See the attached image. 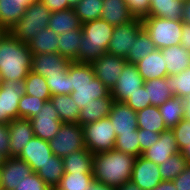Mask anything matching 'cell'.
<instances>
[{
	"label": "cell",
	"instance_id": "1",
	"mask_svg": "<svg viewBox=\"0 0 190 190\" xmlns=\"http://www.w3.org/2000/svg\"><path fill=\"white\" fill-rule=\"evenodd\" d=\"M135 160L116 149L93 154L94 180L117 188L131 180Z\"/></svg>",
	"mask_w": 190,
	"mask_h": 190
},
{
	"label": "cell",
	"instance_id": "2",
	"mask_svg": "<svg viewBox=\"0 0 190 190\" xmlns=\"http://www.w3.org/2000/svg\"><path fill=\"white\" fill-rule=\"evenodd\" d=\"M32 53L27 44L10 33L0 42V75L2 82L20 81L31 71Z\"/></svg>",
	"mask_w": 190,
	"mask_h": 190
},
{
	"label": "cell",
	"instance_id": "3",
	"mask_svg": "<svg viewBox=\"0 0 190 190\" xmlns=\"http://www.w3.org/2000/svg\"><path fill=\"white\" fill-rule=\"evenodd\" d=\"M70 75V95L79 109L92 100L108 97L111 91L95 76L90 63L71 62L68 66Z\"/></svg>",
	"mask_w": 190,
	"mask_h": 190
},
{
	"label": "cell",
	"instance_id": "4",
	"mask_svg": "<svg viewBox=\"0 0 190 190\" xmlns=\"http://www.w3.org/2000/svg\"><path fill=\"white\" fill-rule=\"evenodd\" d=\"M114 28L102 18L83 23L82 44L74 62L91 63L107 53Z\"/></svg>",
	"mask_w": 190,
	"mask_h": 190
},
{
	"label": "cell",
	"instance_id": "5",
	"mask_svg": "<svg viewBox=\"0 0 190 190\" xmlns=\"http://www.w3.org/2000/svg\"><path fill=\"white\" fill-rule=\"evenodd\" d=\"M52 12L39 0L27 7L24 15L11 28L9 33L22 43L28 42L36 36L41 29L48 27Z\"/></svg>",
	"mask_w": 190,
	"mask_h": 190
},
{
	"label": "cell",
	"instance_id": "6",
	"mask_svg": "<svg viewBox=\"0 0 190 190\" xmlns=\"http://www.w3.org/2000/svg\"><path fill=\"white\" fill-rule=\"evenodd\" d=\"M142 22L144 30L150 35L157 49L181 44L183 25L181 20L147 16Z\"/></svg>",
	"mask_w": 190,
	"mask_h": 190
},
{
	"label": "cell",
	"instance_id": "7",
	"mask_svg": "<svg viewBox=\"0 0 190 190\" xmlns=\"http://www.w3.org/2000/svg\"><path fill=\"white\" fill-rule=\"evenodd\" d=\"M82 127L85 147L92 154L110 151L115 148L116 134L109 117Z\"/></svg>",
	"mask_w": 190,
	"mask_h": 190
},
{
	"label": "cell",
	"instance_id": "8",
	"mask_svg": "<svg viewBox=\"0 0 190 190\" xmlns=\"http://www.w3.org/2000/svg\"><path fill=\"white\" fill-rule=\"evenodd\" d=\"M49 145L53 154L58 157L86 148L83 127L76 122L62 123Z\"/></svg>",
	"mask_w": 190,
	"mask_h": 190
},
{
	"label": "cell",
	"instance_id": "9",
	"mask_svg": "<svg viewBox=\"0 0 190 190\" xmlns=\"http://www.w3.org/2000/svg\"><path fill=\"white\" fill-rule=\"evenodd\" d=\"M26 93L25 79L6 81L0 86V123H9L19 118V101Z\"/></svg>",
	"mask_w": 190,
	"mask_h": 190
},
{
	"label": "cell",
	"instance_id": "10",
	"mask_svg": "<svg viewBox=\"0 0 190 190\" xmlns=\"http://www.w3.org/2000/svg\"><path fill=\"white\" fill-rule=\"evenodd\" d=\"M143 29L142 20L137 18L115 27L112 38L107 47V52L111 55L126 58L133 45V41L137 39L138 34Z\"/></svg>",
	"mask_w": 190,
	"mask_h": 190
},
{
	"label": "cell",
	"instance_id": "11",
	"mask_svg": "<svg viewBox=\"0 0 190 190\" xmlns=\"http://www.w3.org/2000/svg\"><path fill=\"white\" fill-rule=\"evenodd\" d=\"M35 137L50 141L58 132L62 121L58 117V111L54 108L51 100L44 103L39 113L30 119Z\"/></svg>",
	"mask_w": 190,
	"mask_h": 190
},
{
	"label": "cell",
	"instance_id": "12",
	"mask_svg": "<svg viewBox=\"0 0 190 190\" xmlns=\"http://www.w3.org/2000/svg\"><path fill=\"white\" fill-rule=\"evenodd\" d=\"M127 63L125 58L107 52L90 64L95 76L111 91Z\"/></svg>",
	"mask_w": 190,
	"mask_h": 190
},
{
	"label": "cell",
	"instance_id": "13",
	"mask_svg": "<svg viewBox=\"0 0 190 190\" xmlns=\"http://www.w3.org/2000/svg\"><path fill=\"white\" fill-rule=\"evenodd\" d=\"M143 85L144 80L139 74L136 64L127 63L111 90L113 100L124 103Z\"/></svg>",
	"mask_w": 190,
	"mask_h": 190
},
{
	"label": "cell",
	"instance_id": "14",
	"mask_svg": "<svg viewBox=\"0 0 190 190\" xmlns=\"http://www.w3.org/2000/svg\"><path fill=\"white\" fill-rule=\"evenodd\" d=\"M131 180L141 190H152L162 181L159 165L141 155L136 157Z\"/></svg>",
	"mask_w": 190,
	"mask_h": 190
},
{
	"label": "cell",
	"instance_id": "15",
	"mask_svg": "<svg viewBox=\"0 0 190 190\" xmlns=\"http://www.w3.org/2000/svg\"><path fill=\"white\" fill-rule=\"evenodd\" d=\"M1 170L2 190H15L16 186L33 172L30 165L18 157L4 158Z\"/></svg>",
	"mask_w": 190,
	"mask_h": 190
},
{
	"label": "cell",
	"instance_id": "16",
	"mask_svg": "<svg viewBox=\"0 0 190 190\" xmlns=\"http://www.w3.org/2000/svg\"><path fill=\"white\" fill-rule=\"evenodd\" d=\"M9 130V157H17L25 145L34 137L29 119H12L8 123Z\"/></svg>",
	"mask_w": 190,
	"mask_h": 190
},
{
	"label": "cell",
	"instance_id": "17",
	"mask_svg": "<svg viewBox=\"0 0 190 190\" xmlns=\"http://www.w3.org/2000/svg\"><path fill=\"white\" fill-rule=\"evenodd\" d=\"M52 155L49 142L34 136L17 157L27 162L32 171L36 173L40 166L45 165L50 160Z\"/></svg>",
	"mask_w": 190,
	"mask_h": 190
},
{
	"label": "cell",
	"instance_id": "18",
	"mask_svg": "<svg viewBox=\"0 0 190 190\" xmlns=\"http://www.w3.org/2000/svg\"><path fill=\"white\" fill-rule=\"evenodd\" d=\"M70 63L68 58L58 52L32 55L31 71L46 78L48 75L68 71Z\"/></svg>",
	"mask_w": 190,
	"mask_h": 190
},
{
	"label": "cell",
	"instance_id": "19",
	"mask_svg": "<svg viewBox=\"0 0 190 190\" xmlns=\"http://www.w3.org/2000/svg\"><path fill=\"white\" fill-rule=\"evenodd\" d=\"M177 152H179V148L174 132L172 129H167L160 133L158 141L143 151L141 156L159 165Z\"/></svg>",
	"mask_w": 190,
	"mask_h": 190
},
{
	"label": "cell",
	"instance_id": "20",
	"mask_svg": "<svg viewBox=\"0 0 190 190\" xmlns=\"http://www.w3.org/2000/svg\"><path fill=\"white\" fill-rule=\"evenodd\" d=\"M109 119L113 124L116 136L120 133H131L138 129L136 111L123 102H113Z\"/></svg>",
	"mask_w": 190,
	"mask_h": 190
},
{
	"label": "cell",
	"instance_id": "21",
	"mask_svg": "<svg viewBox=\"0 0 190 190\" xmlns=\"http://www.w3.org/2000/svg\"><path fill=\"white\" fill-rule=\"evenodd\" d=\"M136 66L144 81L166 78L168 76L166 62L160 49H155L144 59L140 60Z\"/></svg>",
	"mask_w": 190,
	"mask_h": 190
},
{
	"label": "cell",
	"instance_id": "22",
	"mask_svg": "<svg viewBox=\"0 0 190 190\" xmlns=\"http://www.w3.org/2000/svg\"><path fill=\"white\" fill-rule=\"evenodd\" d=\"M36 1L39 0H0V25L10 31L27 7Z\"/></svg>",
	"mask_w": 190,
	"mask_h": 190
},
{
	"label": "cell",
	"instance_id": "23",
	"mask_svg": "<svg viewBox=\"0 0 190 190\" xmlns=\"http://www.w3.org/2000/svg\"><path fill=\"white\" fill-rule=\"evenodd\" d=\"M113 102L114 100L111 94L108 97L92 100L89 104L80 109L78 124L84 126L108 117Z\"/></svg>",
	"mask_w": 190,
	"mask_h": 190
},
{
	"label": "cell",
	"instance_id": "24",
	"mask_svg": "<svg viewBox=\"0 0 190 190\" xmlns=\"http://www.w3.org/2000/svg\"><path fill=\"white\" fill-rule=\"evenodd\" d=\"M100 18L114 27L123 25L134 19L125 0H103Z\"/></svg>",
	"mask_w": 190,
	"mask_h": 190
},
{
	"label": "cell",
	"instance_id": "25",
	"mask_svg": "<svg viewBox=\"0 0 190 190\" xmlns=\"http://www.w3.org/2000/svg\"><path fill=\"white\" fill-rule=\"evenodd\" d=\"M166 62L167 74L181 73L190 67V51L180 45L160 49Z\"/></svg>",
	"mask_w": 190,
	"mask_h": 190
},
{
	"label": "cell",
	"instance_id": "26",
	"mask_svg": "<svg viewBox=\"0 0 190 190\" xmlns=\"http://www.w3.org/2000/svg\"><path fill=\"white\" fill-rule=\"evenodd\" d=\"M65 173H93V154L87 149H79L62 157Z\"/></svg>",
	"mask_w": 190,
	"mask_h": 190
},
{
	"label": "cell",
	"instance_id": "27",
	"mask_svg": "<svg viewBox=\"0 0 190 190\" xmlns=\"http://www.w3.org/2000/svg\"><path fill=\"white\" fill-rule=\"evenodd\" d=\"M58 34L50 28L41 29L27 46L32 55L58 52Z\"/></svg>",
	"mask_w": 190,
	"mask_h": 190
},
{
	"label": "cell",
	"instance_id": "28",
	"mask_svg": "<svg viewBox=\"0 0 190 190\" xmlns=\"http://www.w3.org/2000/svg\"><path fill=\"white\" fill-rule=\"evenodd\" d=\"M81 26L82 23L72 8L52 12L51 18L48 21V28L52 29L58 35L64 32H70L71 30H79Z\"/></svg>",
	"mask_w": 190,
	"mask_h": 190
},
{
	"label": "cell",
	"instance_id": "29",
	"mask_svg": "<svg viewBox=\"0 0 190 190\" xmlns=\"http://www.w3.org/2000/svg\"><path fill=\"white\" fill-rule=\"evenodd\" d=\"M184 0H150L148 16L181 20Z\"/></svg>",
	"mask_w": 190,
	"mask_h": 190
},
{
	"label": "cell",
	"instance_id": "30",
	"mask_svg": "<svg viewBox=\"0 0 190 190\" xmlns=\"http://www.w3.org/2000/svg\"><path fill=\"white\" fill-rule=\"evenodd\" d=\"M138 129L161 133L167 130L158 106H148L136 112Z\"/></svg>",
	"mask_w": 190,
	"mask_h": 190
},
{
	"label": "cell",
	"instance_id": "31",
	"mask_svg": "<svg viewBox=\"0 0 190 190\" xmlns=\"http://www.w3.org/2000/svg\"><path fill=\"white\" fill-rule=\"evenodd\" d=\"M83 32L79 30H71L58 35V53L68 58L71 62L75 61L82 44Z\"/></svg>",
	"mask_w": 190,
	"mask_h": 190
},
{
	"label": "cell",
	"instance_id": "32",
	"mask_svg": "<svg viewBox=\"0 0 190 190\" xmlns=\"http://www.w3.org/2000/svg\"><path fill=\"white\" fill-rule=\"evenodd\" d=\"M50 100L54 108L58 111V117L63 123H78L80 109L70 94L54 95L51 96Z\"/></svg>",
	"mask_w": 190,
	"mask_h": 190
},
{
	"label": "cell",
	"instance_id": "33",
	"mask_svg": "<svg viewBox=\"0 0 190 190\" xmlns=\"http://www.w3.org/2000/svg\"><path fill=\"white\" fill-rule=\"evenodd\" d=\"M37 175L52 189L57 186L64 175L62 157L50 156V160L36 172Z\"/></svg>",
	"mask_w": 190,
	"mask_h": 190
},
{
	"label": "cell",
	"instance_id": "34",
	"mask_svg": "<svg viewBox=\"0 0 190 190\" xmlns=\"http://www.w3.org/2000/svg\"><path fill=\"white\" fill-rule=\"evenodd\" d=\"M158 107L167 129L174 128L184 117L183 99L180 97L173 96Z\"/></svg>",
	"mask_w": 190,
	"mask_h": 190
},
{
	"label": "cell",
	"instance_id": "35",
	"mask_svg": "<svg viewBox=\"0 0 190 190\" xmlns=\"http://www.w3.org/2000/svg\"><path fill=\"white\" fill-rule=\"evenodd\" d=\"M156 48L155 43L151 40L150 35L146 30H142L136 40L133 41V45L129 50L128 56L125 58L130 64H137L140 60L144 59Z\"/></svg>",
	"mask_w": 190,
	"mask_h": 190
},
{
	"label": "cell",
	"instance_id": "36",
	"mask_svg": "<svg viewBox=\"0 0 190 190\" xmlns=\"http://www.w3.org/2000/svg\"><path fill=\"white\" fill-rule=\"evenodd\" d=\"M144 85L152 106H160L175 96L167 84V77L144 81Z\"/></svg>",
	"mask_w": 190,
	"mask_h": 190
},
{
	"label": "cell",
	"instance_id": "37",
	"mask_svg": "<svg viewBox=\"0 0 190 190\" xmlns=\"http://www.w3.org/2000/svg\"><path fill=\"white\" fill-rule=\"evenodd\" d=\"M93 181V173H64L54 190H89Z\"/></svg>",
	"mask_w": 190,
	"mask_h": 190
},
{
	"label": "cell",
	"instance_id": "38",
	"mask_svg": "<svg viewBox=\"0 0 190 190\" xmlns=\"http://www.w3.org/2000/svg\"><path fill=\"white\" fill-rule=\"evenodd\" d=\"M188 161L179 151L159 164L162 180H174L188 165Z\"/></svg>",
	"mask_w": 190,
	"mask_h": 190
},
{
	"label": "cell",
	"instance_id": "39",
	"mask_svg": "<svg viewBox=\"0 0 190 190\" xmlns=\"http://www.w3.org/2000/svg\"><path fill=\"white\" fill-rule=\"evenodd\" d=\"M103 8V0H81L73 9L80 22L86 23L99 19Z\"/></svg>",
	"mask_w": 190,
	"mask_h": 190
},
{
	"label": "cell",
	"instance_id": "40",
	"mask_svg": "<svg viewBox=\"0 0 190 190\" xmlns=\"http://www.w3.org/2000/svg\"><path fill=\"white\" fill-rule=\"evenodd\" d=\"M26 93L33 97L40 98L42 100L48 101L51 98L50 89L46 83V79L41 75L35 74L30 71L25 78Z\"/></svg>",
	"mask_w": 190,
	"mask_h": 190
},
{
	"label": "cell",
	"instance_id": "41",
	"mask_svg": "<svg viewBox=\"0 0 190 190\" xmlns=\"http://www.w3.org/2000/svg\"><path fill=\"white\" fill-rule=\"evenodd\" d=\"M122 153L139 157L142 155L138 138V129L131 133H120L116 136L115 148Z\"/></svg>",
	"mask_w": 190,
	"mask_h": 190
},
{
	"label": "cell",
	"instance_id": "42",
	"mask_svg": "<svg viewBox=\"0 0 190 190\" xmlns=\"http://www.w3.org/2000/svg\"><path fill=\"white\" fill-rule=\"evenodd\" d=\"M167 84L177 97L184 98L190 95V67L181 73L168 75Z\"/></svg>",
	"mask_w": 190,
	"mask_h": 190
},
{
	"label": "cell",
	"instance_id": "43",
	"mask_svg": "<svg viewBox=\"0 0 190 190\" xmlns=\"http://www.w3.org/2000/svg\"><path fill=\"white\" fill-rule=\"evenodd\" d=\"M45 79L52 96L70 94V75L68 71L48 75Z\"/></svg>",
	"mask_w": 190,
	"mask_h": 190
},
{
	"label": "cell",
	"instance_id": "44",
	"mask_svg": "<svg viewBox=\"0 0 190 190\" xmlns=\"http://www.w3.org/2000/svg\"><path fill=\"white\" fill-rule=\"evenodd\" d=\"M46 101L28 94H24L19 101V118L32 119Z\"/></svg>",
	"mask_w": 190,
	"mask_h": 190
},
{
	"label": "cell",
	"instance_id": "45",
	"mask_svg": "<svg viewBox=\"0 0 190 190\" xmlns=\"http://www.w3.org/2000/svg\"><path fill=\"white\" fill-rule=\"evenodd\" d=\"M176 143L181 152L188 144H190V120L182 119L174 128Z\"/></svg>",
	"mask_w": 190,
	"mask_h": 190
},
{
	"label": "cell",
	"instance_id": "46",
	"mask_svg": "<svg viewBox=\"0 0 190 190\" xmlns=\"http://www.w3.org/2000/svg\"><path fill=\"white\" fill-rule=\"evenodd\" d=\"M124 103L136 112L150 106V99H148V92L146 91L145 85L141 86Z\"/></svg>",
	"mask_w": 190,
	"mask_h": 190
},
{
	"label": "cell",
	"instance_id": "47",
	"mask_svg": "<svg viewBox=\"0 0 190 190\" xmlns=\"http://www.w3.org/2000/svg\"><path fill=\"white\" fill-rule=\"evenodd\" d=\"M15 190H52L35 172L24 178Z\"/></svg>",
	"mask_w": 190,
	"mask_h": 190
},
{
	"label": "cell",
	"instance_id": "48",
	"mask_svg": "<svg viewBox=\"0 0 190 190\" xmlns=\"http://www.w3.org/2000/svg\"><path fill=\"white\" fill-rule=\"evenodd\" d=\"M125 2L134 18L142 20L148 16L150 0H125Z\"/></svg>",
	"mask_w": 190,
	"mask_h": 190
},
{
	"label": "cell",
	"instance_id": "49",
	"mask_svg": "<svg viewBox=\"0 0 190 190\" xmlns=\"http://www.w3.org/2000/svg\"><path fill=\"white\" fill-rule=\"evenodd\" d=\"M160 134L150 130L138 129L140 151L143 152L158 141Z\"/></svg>",
	"mask_w": 190,
	"mask_h": 190
},
{
	"label": "cell",
	"instance_id": "50",
	"mask_svg": "<svg viewBox=\"0 0 190 190\" xmlns=\"http://www.w3.org/2000/svg\"><path fill=\"white\" fill-rule=\"evenodd\" d=\"M9 130L7 123H0V154L6 158L9 157Z\"/></svg>",
	"mask_w": 190,
	"mask_h": 190
},
{
	"label": "cell",
	"instance_id": "51",
	"mask_svg": "<svg viewBox=\"0 0 190 190\" xmlns=\"http://www.w3.org/2000/svg\"><path fill=\"white\" fill-rule=\"evenodd\" d=\"M173 182L177 190H190V163Z\"/></svg>",
	"mask_w": 190,
	"mask_h": 190
},
{
	"label": "cell",
	"instance_id": "52",
	"mask_svg": "<svg viewBox=\"0 0 190 190\" xmlns=\"http://www.w3.org/2000/svg\"><path fill=\"white\" fill-rule=\"evenodd\" d=\"M51 12H59L69 9L67 0H41Z\"/></svg>",
	"mask_w": 190,
	"mask_h": 190
},
{
	"label": "cell",
	"instance_id": "53",
	"mask_svg": "<svg viewBox=\"0 0 190 190\" xmlns=\"http://www.w3.org/2000/svg\"><path fill=\"white\" fill-rule=\"evenodd\" d=\"M181 46L190 51V25H182Z\"/></svg>",
	"mask_w": 190,
	"mask_h": 190
},
{
	"label": "cell",
	"instance_id": "54",
	"mask_svg": "<svg viewBox=\"0 0 190 190\" xmlns=\"http://www.w3.org/2000/svg\"><path fill=\"white\" fill-rule=\"evenodd\" d=\"M181 21L184 24L190 25V0H184Z\"/></svg>",
	"mask_w": 190,
	"mask_h": 190
},
{
	"label": "cell",
	"instance_id": "55",
	"mask_svg": "<svg viewBox=\"0 0 190 190\" xmlns=\"http://www.w3.org/2000/svg\"><path fill=\"white\" fill-rule=\"evenodd\" d=\"M152 190H177L173 180H162L155 188Z\"/></svg>",
	"mask_w": 190,
	"mask_h": 190
},
{
	"label": "cell",
	"instance_id": "56",
	"mask_svg": "<svg viewBox=\"0 0 190 190\" xmlns=\"http://www.w3.org/2000/svg\"><path fill=\"white\" fill-rule=\"evenodd\" d=\"M89 190H115V188L94 180L89 185Z\"/></svg>",
	"mask_w": 190,
	"mask_h": 190
},
{
	"label": "cell",
	"instance_id": "57",
	"mask_svg": "<svg viewBox=\"0 0 190 190\" xmlns=\"http://www.w3.org/2000/svg\"><path fill=\"white\" fill-rule=\"evenodd\" d=\"M182 99H183V110H184L183 119L190 120V95Z\"/></svg>",
	"mask_w": 190,
	"mask_h": 190
},
{
	"label": "cell",
	"instance_id": "58",
	"mask_svg": "<svg viewBox=\"0 0 190 190\" xmlns=\"http://www.w3.org/2000/svg\"><path fill=\"white\" fill-rule=\"evenodd\" d=\"M115 190H141L132 180L125 182L123 185L115 188Z\"/></svg>",
	"mask_w": 190,
	"mask_h": 190
},
{
	"label": "cell",
	"instance_id": "59",
	"mask_svg": "<svg viewBox=\"0 0 190 190\" xmlns=\"http://www.w3.org/2000/svg\"><path fill=\"white\" fill-rule=\"evenodd\" d=\"M181 153L183 156L186 158L188 163H190V144H188L182 151Z\"/></svg>",
	"mask_w": 190,
	"mask_h": 190
},
{
	"label": "cell",
	"instance_id": "60",
	"mask_svg": "<svg viewBox=\"0 0 190 190\" xmlns=\"http://www.w3.org/2000/svg\"><path fill=\"white\" fill-rule=\"evenodd\" d=\"M8 33H9V31H8L6 28H4V27H2V26L0 25V42L4 39V37H5Z\"/></svg>",
	"mask_w": 190,
	"mask_h": 190
},
{
	"label": "cell",
	"instance_id": "61",
	"mask_svg": "<svg viewBox=\"0 0 190 190\" xmlns=\"http://www.w3.org/2000/svg\"><path fill=\"white\" fill-rule=\"evenodd\" d=\"M69 4V8H74L81 0H67Z\"/></svg>",
	"mask_w": 190,
	"mask_h": 190
},
{
	"label": "cell",
	"instance_id": "62",
	"mask_svg": "<svg viewBox=\"0 0 190 190\" xmlns=\"http://www.w3.org/2000/svg\"><path fill=\"white\" fill-rule=\"evenodd\" d=\"M3 159H4V157L0 154V165H1L2 162H3Z\"/></svg>",
	"mask_w": 190,
	"mask_h": 190
},
{
	"label": "cell",
	"instance_id": "63",
	"mask_svg": "<svg viewBox=\"0 0 190 190\" xmlns=\"http://www.w3.org/2000/svg\"><path fill=\"white\" fill-rule=\"evenodd\" d=\"M1 175H2V170H1V165H0V188H1Z\"/></svg>",
	"mask_w": 190,
	"mask_h": 190
},
{
	"label": "cell",
	"instance_id": "64",
	"mask_svg": "<svg viewBox=\"0 0 190 190\" xmlns=\"http://www.w3.org/2000/svg\"><path fill=\"white\" fill-rule=\"evenodd\" d=\"M2 83H3V82H2V78H1V75H0V86L2 85Z\"/></svg>",
	"mask_w": 190,
	"mask_h": 190
}]
</instances>
